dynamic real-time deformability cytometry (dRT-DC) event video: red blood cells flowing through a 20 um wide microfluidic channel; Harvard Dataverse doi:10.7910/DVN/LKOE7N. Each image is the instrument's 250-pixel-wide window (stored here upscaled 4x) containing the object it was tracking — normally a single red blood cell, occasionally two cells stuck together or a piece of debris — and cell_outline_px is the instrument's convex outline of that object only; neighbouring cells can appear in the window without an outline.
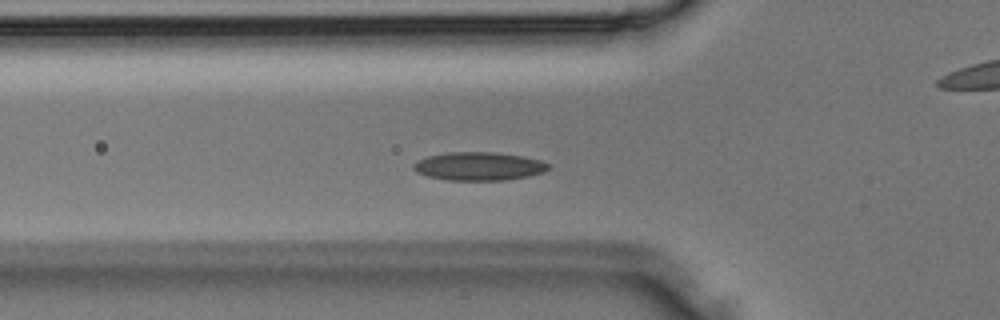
{"species": "Egyptian fruit bat (a non-hibernating species)", "species_latin": "Rousettus aegyptiacus", "temperature_condition": "room temperature", "stored_images_in_passage": 35, "camera_frame_rate_fps": 3000, "um_per_image_px": 0.085, "animal": {"sex": "male"}, "frame": {"image": 1, "passage_image": 10, "time_ms": 3.0, "image_size_px": [1000, 320], "cell_outline_px": [[552, 164], [544, 172], [528, 176], [504, 180], [448, 180], [428, 176], [416, 172], [412, 168], [412, 164], [428, 156], [448, 152], [496, 152], [524, 156], [540, 160]], "centroid_in_image_um": [40.72, 14.12], "position_along_channel_um": 85.1, "area_um2": 22.31}}
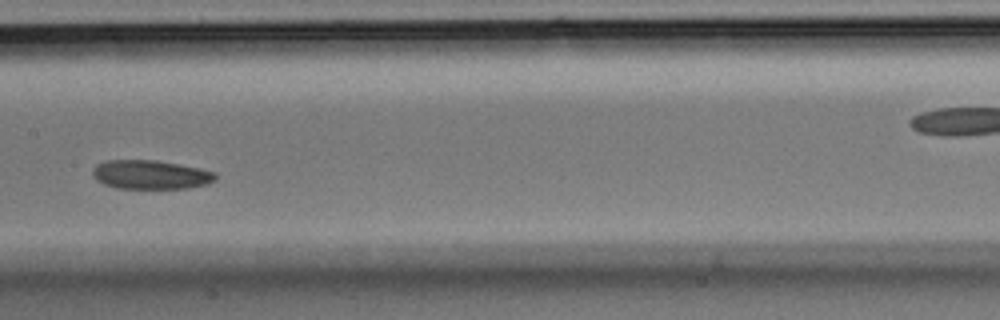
{"frame": {"image": 2, "passage_image": 16, "time_ms": 5.0, "image_size_px": [1000, 320], "cell_outline_px": [[216, 180], [208, 184], [188, 188], [116, 188], [104, 184], [96, 180], [92, 172], [92, 168], [96, 164], [104, 160], [156, 160], [200, 168], [216, 172]], "centroid_in_image_um": [12.8, 14.84], "position_along_channel_um": 194.6, "area_um2": 20.87}}
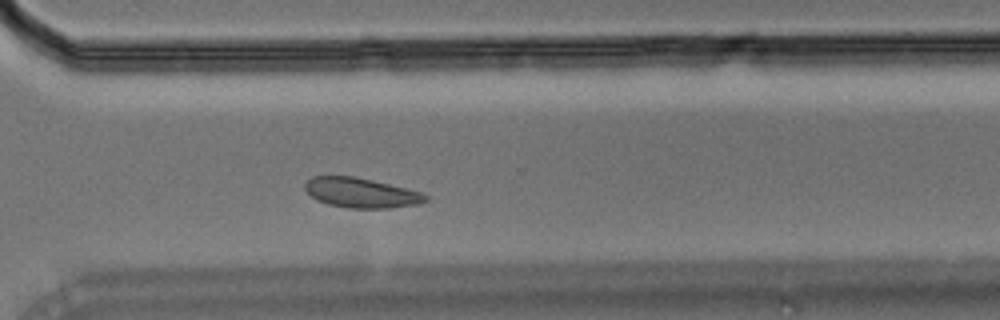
{"frame": {"image": 3, "passage_image": 24, "time_ms": 7.667, "image_size_px": [1000, 320], "cell_outline_px": [[428, 200], [416, 204], [388, 208], [348, 208], [328, 204], [316, 200], [304, 188], [304, 184], [312, 176], [356, 176], [420, 192], [428, 196]], "centroid_in_image_um": [30.65, 16.38], "position_along_channel_um": 339.9, "area_um2": 20.75}}